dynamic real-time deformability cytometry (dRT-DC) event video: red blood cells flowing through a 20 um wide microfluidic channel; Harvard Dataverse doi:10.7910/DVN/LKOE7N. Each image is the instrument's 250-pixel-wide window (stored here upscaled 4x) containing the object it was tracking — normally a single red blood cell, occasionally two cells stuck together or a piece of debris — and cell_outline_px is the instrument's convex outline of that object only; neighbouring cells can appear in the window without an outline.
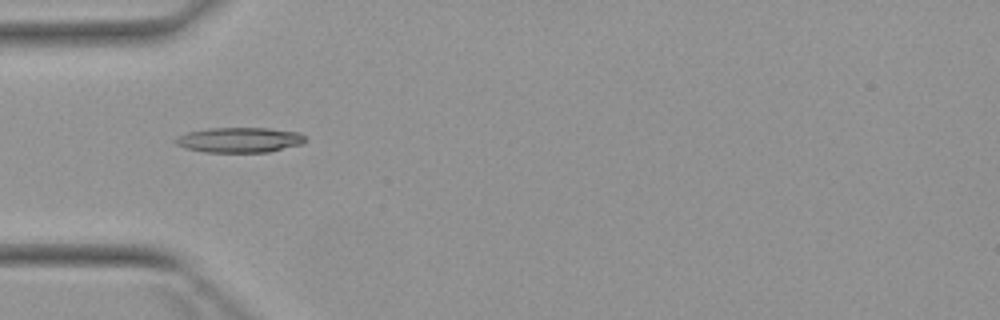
{"species": "Egyptian fruit bat (a non-hibernating species)", "species_latin": "Rousettus aegyptiacus", "temperature_condition": "warm", "stored_images_in_passage": 5, "camera_frame_rate_fps": 3000, "um_per_image_px": 0.085, "animal": {"sex": "female"}, "frame": {"image": 1, "passage_image": 5, "time_ms": 4.667, "image_size_px": [1000, 320], "cell_outline_px": [[304, 140], [300, 144], [268, 152], [204, 152], [184, 148], [176, 144], [172, 140], [188, 132], [208, 128], [268, 128], [300, 132], [304, 136]], "centroid_in_image_um": [20.32, 11.89], "position_along_channel_um": 64.7, "area_um2": 18.9}}